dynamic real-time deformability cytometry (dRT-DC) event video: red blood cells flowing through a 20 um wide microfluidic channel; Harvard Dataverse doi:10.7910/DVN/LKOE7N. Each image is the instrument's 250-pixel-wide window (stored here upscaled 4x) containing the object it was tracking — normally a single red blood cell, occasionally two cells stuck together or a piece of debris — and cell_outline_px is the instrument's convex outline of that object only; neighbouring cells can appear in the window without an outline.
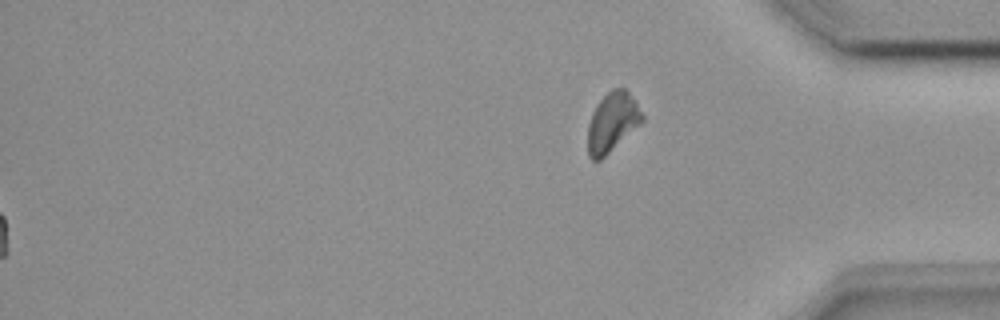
{"species": "common noctule bat (a hibernating species)", "species_latin": "Nyctalus noctula", "temperature_condition": "room temperature", "stored_images_in_passage": 52, "segment_of_instrument_passage": [2, 2], "camera_frame_rate_fps": 3000, "um_per_image_px": 0.085, "animal": {"sex": "female", "body_mass_g": 18.4}, "frame": {"image": 1, "passage_image": 52, "time_ms": 17.0, "image_size_px": [1000, 320], "cell_outline_px": [[644, 120], [640, 124], [600, 160], [592, 160], [588, 156], [588, 124], [592, 112], [596, 104], [612, 88], [624, 88], [636, 100], [644, 116]], "centroid_in_image_um": [52.04, 10.37], "position_along_channel_um": 383.2, "area_um2": 18.73}}